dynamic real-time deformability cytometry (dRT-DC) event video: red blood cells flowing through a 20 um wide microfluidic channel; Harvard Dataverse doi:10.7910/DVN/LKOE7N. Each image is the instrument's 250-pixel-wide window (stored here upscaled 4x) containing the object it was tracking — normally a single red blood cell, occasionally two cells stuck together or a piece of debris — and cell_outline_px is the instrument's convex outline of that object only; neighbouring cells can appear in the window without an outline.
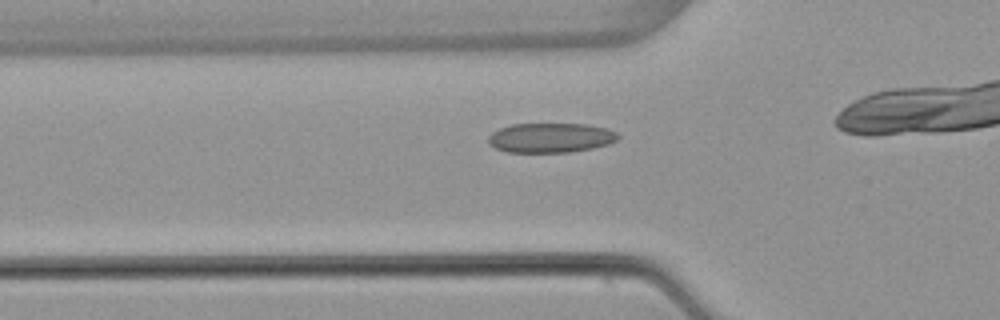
{"species": "common noctule bat (a hibernating species)", "species_latin": "Nyctalus noctula", "temperature_condition": "warm", "stored_images_in_passage": 30, "camera_frame_rate_fps": 3000, "um_per_image_px": 0.085, "animal": {"sex": "female", "body_mass_g": 22.7, "forearm_length_mm": 54.2}, "frame": {"image": 1, "passage_image": 6, "time_ms": 1.667, "image_size_px": [1000, 320], "cell_outline_px": [[620, 136], [616, 140], [608, 144], [592, 148], [568, 152], [508, 152], [496, 148], [488, 144], [488, 136], [492, 132], [500, 128], [512, 124], [588, 124], [608, 128], [616, 132]], "centroid_in_image_um": [46.8, 11.7], "position_along_channel_um": 79.0, "area_um2": 22.43}}
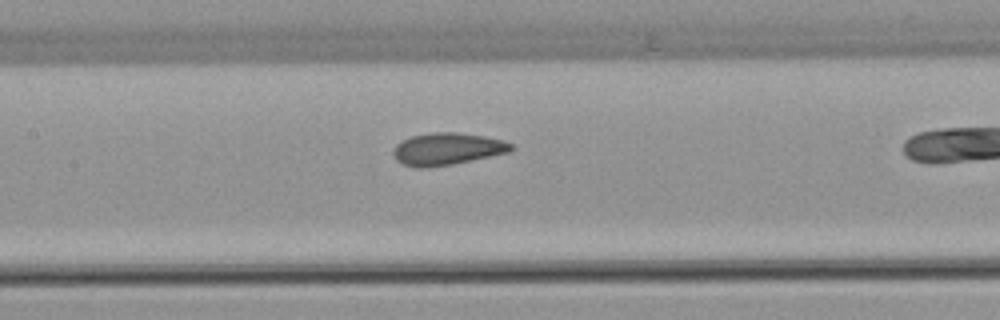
{"frame": {"image": 2, "passage_image": 13, "time_ms": 4.0, "image_size_px": [1000, 320], "cell_outline_px": [[516, 148], [508, 152], [452, 164], [424, 168], [416, 168], [404, 164], [396, 160], [392, 152], [396, 144], [412, 136], [432, 132], [456, 132], [484, 136], [504, 140], [512, 144]], "centroid_in_image_um": [38.01, 12.65], "position_along_channel_um": 169.4, "area_um2": 21.96}}
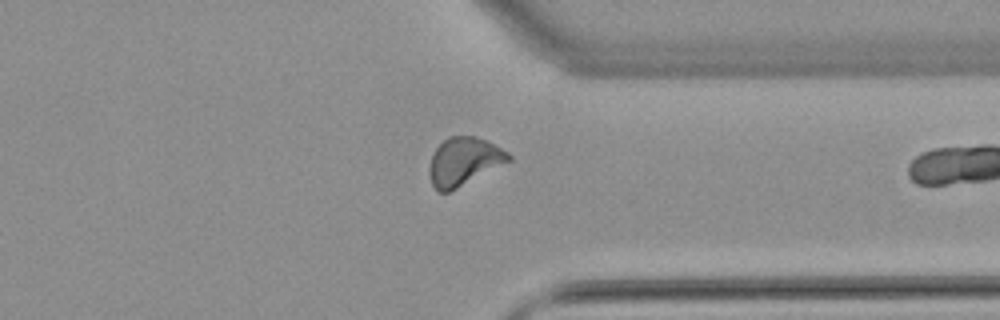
{"frame": {"image": 3, "passage_image": 29, "time_ms": 9.333, "image_size_px": [1000, 320], "cell_outline_px": [[512, 160], [448, 192], [436, 192], [432, 184], [432, 156], [436, 148], [448, 136], [472, 136], [484, 140], [508, 152], [512, 156]], "centroid_in_image_um": [39.46, 13.72], "position_along_channel_um": 371.9, "area_um2": 21.44}}